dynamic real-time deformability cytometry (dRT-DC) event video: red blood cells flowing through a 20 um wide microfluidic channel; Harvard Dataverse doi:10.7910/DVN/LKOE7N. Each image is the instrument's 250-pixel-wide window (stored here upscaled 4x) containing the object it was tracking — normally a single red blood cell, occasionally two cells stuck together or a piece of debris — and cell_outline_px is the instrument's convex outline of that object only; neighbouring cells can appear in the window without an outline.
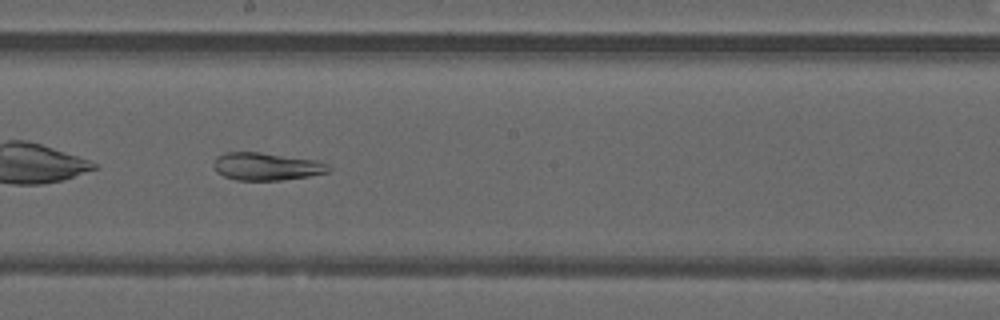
{"species": "common noctule bat (a hibernating species)", "species_latin": "Nyctalus noctula", "temperature_condition": "warm", "stored_images_in_passage": 48, "camera_frame_rate_fps": 3000, "um_per_image_px": 0.085, "animal": {"sex": "male", "forearm_length_mm": 52.5}, "frame": {"image": 1, "passage_image": 27, "time_ms": 8.667, "image_size_px": [1000, 320], "cell_outline_px": [[332, 168], [328, 172], [308, 176], [280, 180], [236, 180], [224, 176], [216, 172], [212, 164], [216, 156], [224, 152], [260, 152], [316, 160], [328, 164]], "centroid_in_image_um": [22.61, 14.14], "position_along_channel_um": 225.6, "area_um2": 18.61}, "authors_computed_cell_mechanics": {"area_um2": 25.8944, "velocity_mm_per_s": 4.2385, "shape_relaxation_time_tau1_ms": null, "shape_relaxation_time_tau2_ms": 2.7918, "deformation_change_tau1": null, "deformation_change_tau2": 0.107}}